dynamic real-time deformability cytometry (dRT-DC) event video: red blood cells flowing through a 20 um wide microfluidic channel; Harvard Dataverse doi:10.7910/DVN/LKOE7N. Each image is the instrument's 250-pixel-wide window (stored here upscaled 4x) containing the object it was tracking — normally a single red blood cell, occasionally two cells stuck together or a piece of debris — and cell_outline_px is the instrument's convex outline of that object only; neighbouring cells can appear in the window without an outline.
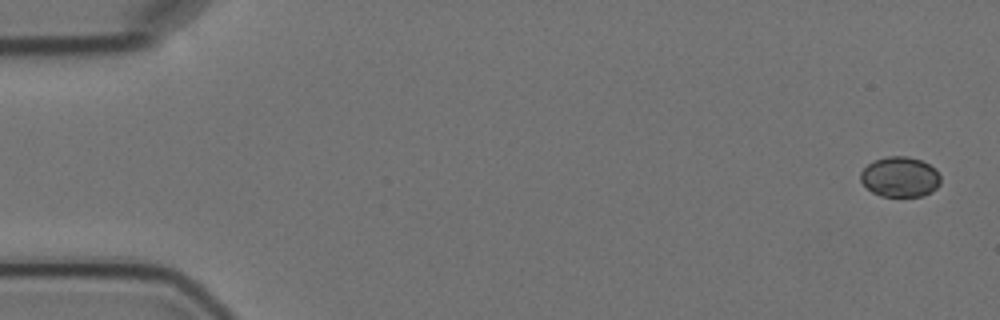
{"species": "Egyptian fruit bat (a non-hibernating species)", "species_latin": "Rousettus aegyptiacus", "temperature_condition": "cold", "stored_images_in_passage": 5, "camera_frame_rate_fps": 3000, "um_per_image_px": 0.085, "animal": {"sex": "female"}, "frame": {"image": 1, "passage_image": 1, "time_ms": 0.0, "image_size_px": [1000, 320], "cell_outline_px": [[940, 184], [932, 192], [924, 196], [880, 196], [872, 192], [860, 180], [860, 172], [868, 164], [876, 160], [888, 156], [908, 156], [920, 160], [936, 168], [940, 176]], "centroid_in_image_um": [76.52, 15.04], "position_along_channel_um": 8.5, "area_um2": 18.79}}
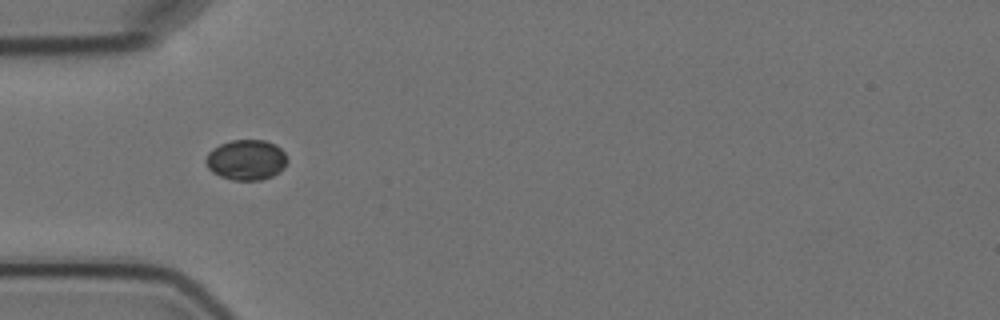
{"frame": {"image": 2, "passage_image": 5, "time_ms": 5.333, "image_size_px": [1000, 320], "cell_outline_px": [[288, 160], [284, 168], [280, 172], [272, 176], [260, 180], [232, 180], [220, 176], [212, 172], [208, 168], [204, 160], [208, 152], [212, 148], [220, 144], [232, 140], [264, 140], [276, 144], [288, 156]], "centroid_in_image_um": [20.94, 13.59], "position_along_channel_um": 64.1, "area_um2": 19.42}}